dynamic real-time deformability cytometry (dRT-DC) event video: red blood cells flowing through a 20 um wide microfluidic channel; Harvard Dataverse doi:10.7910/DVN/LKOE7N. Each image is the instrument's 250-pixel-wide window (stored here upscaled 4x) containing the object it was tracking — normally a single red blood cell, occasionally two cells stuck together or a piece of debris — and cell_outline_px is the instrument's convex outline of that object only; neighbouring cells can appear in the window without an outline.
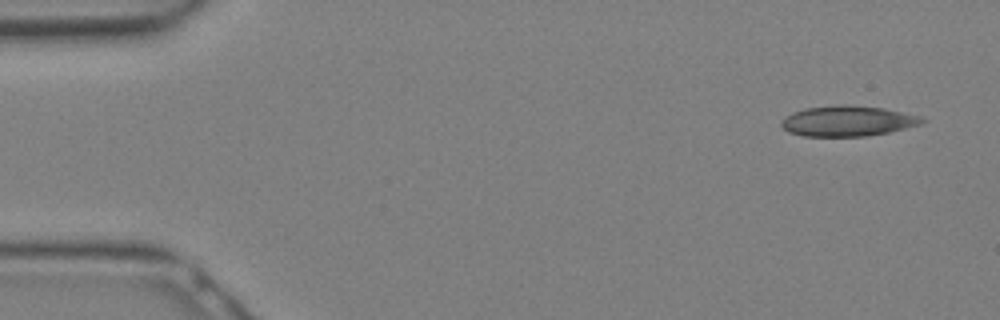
{"species": "Egyptian fruit bat (a non-hibernating species)", "species_latin": "Rousettus aegyptiacus", "temperature_condition": "warm", "stored_images_in_passage": 15, "camera_frame_rate_fps": 3000, "um_per_image_px": 0.085, "animal": {"sex": "female"}, "frame": {"image": 1, "passage_image": 1, "time_ms": 0.0, "image_size_px": [1000, 320], "cell_outline_px": [[928, 120], [920, 124], [888, 132], [868, 136], [804, 136], [788, 132], [780, 124], [780, 120], [784, 116], [792, 112], [804, 108], [836, 104], [852, 104], [884, 108], [920, 116]], "centroid_in_image_um": [72.01, 10.27], "position_along_channel_um": 13.0, "area_um2": 25.26}}
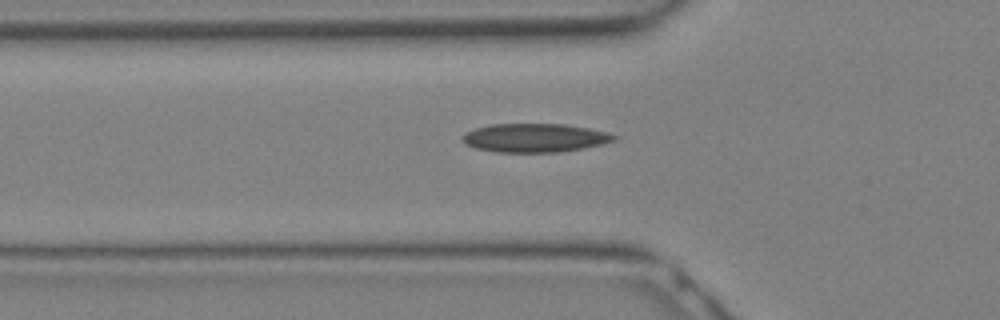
{"frame": {"image": 2, "passage_image": 9, "time_ms": 2.667, "image_size_px": [1000, 320], "cell_outline_px": [[620, 136], [616, 140], [600, 144], [560, 152], [496, 152], [476, 148], [464, 144], [460, 140], [460, 136], [464, 132], [476, 128], [492, 124], [564, 124], [588, 128]], "centroid_in_image_um": [45.39, 11.71], "position_along_channel_um": 80.4, "area_um2": 25.32}}
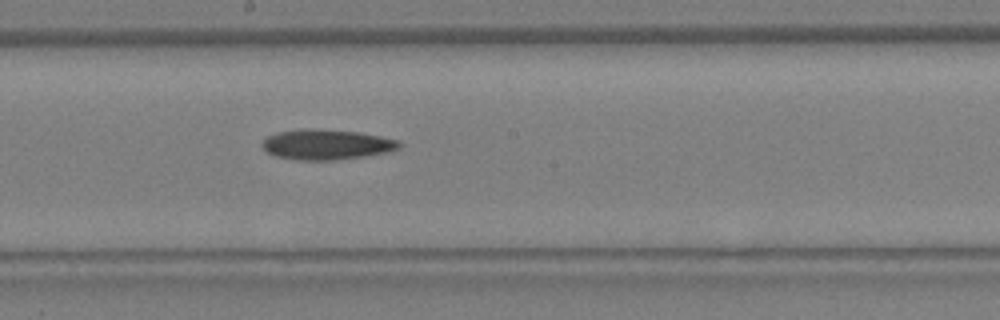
{"frame": {"image": 3, "passage_image": 15, "time_ms": 4.667, "image_size_px": [1000, 320], "cell_outline_px": [[400, 148], [388, 152], [364, 156], [336, 160], [296, 160], [276, 156], [268, 152], [260, 144], [268, 136], [276, 132], [300, 128], [308, 128], [356, 132], [380, 136], [400, 140]], "centroid_in_image_um": [27.74, 12.28], "position_along_channel_um": 220.5, "area_um2": 24.16}}